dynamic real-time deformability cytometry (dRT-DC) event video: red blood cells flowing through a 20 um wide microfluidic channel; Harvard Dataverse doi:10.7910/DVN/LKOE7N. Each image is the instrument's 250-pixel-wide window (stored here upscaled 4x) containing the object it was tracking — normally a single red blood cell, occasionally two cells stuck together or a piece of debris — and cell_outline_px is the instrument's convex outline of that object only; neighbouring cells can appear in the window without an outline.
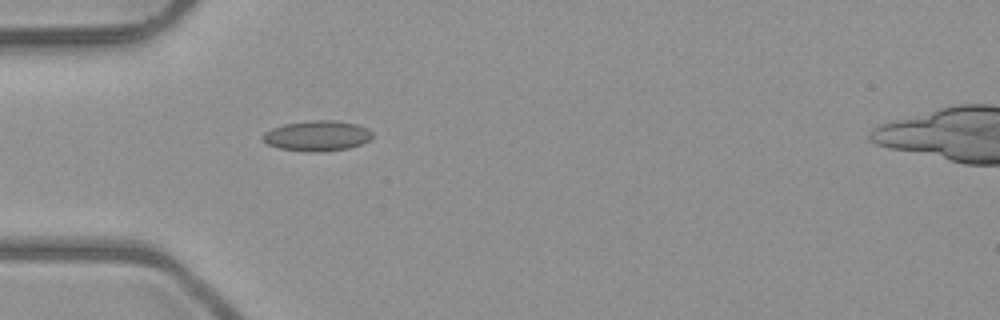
{"species": "common noctule bat (a hibernating species)", "species_latin": "Nyctalus noctula", "temperature_condition": "room temperature", "stored_images_in_passage": 1, "camera_frame_rate_fps": 3000, "um_per_image_px": 0.085, "animal": {"sex": "male", "body_mass_g": 23.1, "forearm_length_mm": 52.7}, "frame": {"image": 1, "passage_image": 1, "time_ms": 0.0, "image_size_px": [1000, 320], "cell_outline_px": [[372, 136], [368, 140], [360, 144], [348, 148], [320, 152], [304, 152], [280, 148], [268, 144], [260, 140], [260, 136], [264, 132], [272, 128], [284, 124], [312, 120], [332, 120], [356, 124], [368, 128], [372, 132]], "centroid_in_image_um": [26.91, 11.55], "position_along_channel_um": 58.1, "area_um2": 19.48}}